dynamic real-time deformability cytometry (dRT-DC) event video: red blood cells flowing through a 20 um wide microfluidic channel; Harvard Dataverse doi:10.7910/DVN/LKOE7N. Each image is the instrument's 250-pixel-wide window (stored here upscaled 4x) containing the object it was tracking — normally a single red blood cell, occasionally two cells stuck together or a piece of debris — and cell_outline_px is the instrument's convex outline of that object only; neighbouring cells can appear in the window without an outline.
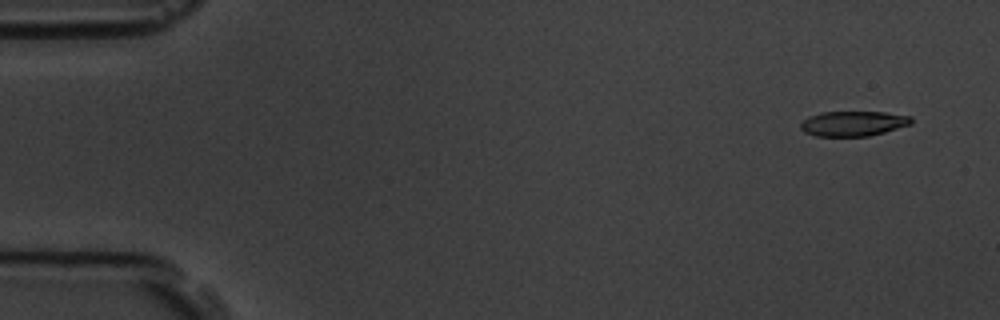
{"species": "common noctule bat (a hibernating species)", "species_latin": "Nyctalus noctula", "temperature_condition": "room temperature", "stored_images_in_passage": 4, "camera_frame_rate_fps": 3000, "um_per_image_px": 0.085, "animal": {"sex": "male", "body_mass_g": 19.5, "forearm_length_mm": 54.6}, "frame": {"image": 1, "passage_image": 2, "time_ms": 1.0, "image_size_px": [1000, 320], "cell_outline_px": [[912, 124], [884, 132], [868, 136], [816, 136], [804, 132], [800, 128], [800, 124], [808, 116], [820, 112], [884, 112], [912, 116]], "centroid_in_image_um": [72.52, 10.5], "position_along_channel_um": 12.5, "area_um2": 16.18}}